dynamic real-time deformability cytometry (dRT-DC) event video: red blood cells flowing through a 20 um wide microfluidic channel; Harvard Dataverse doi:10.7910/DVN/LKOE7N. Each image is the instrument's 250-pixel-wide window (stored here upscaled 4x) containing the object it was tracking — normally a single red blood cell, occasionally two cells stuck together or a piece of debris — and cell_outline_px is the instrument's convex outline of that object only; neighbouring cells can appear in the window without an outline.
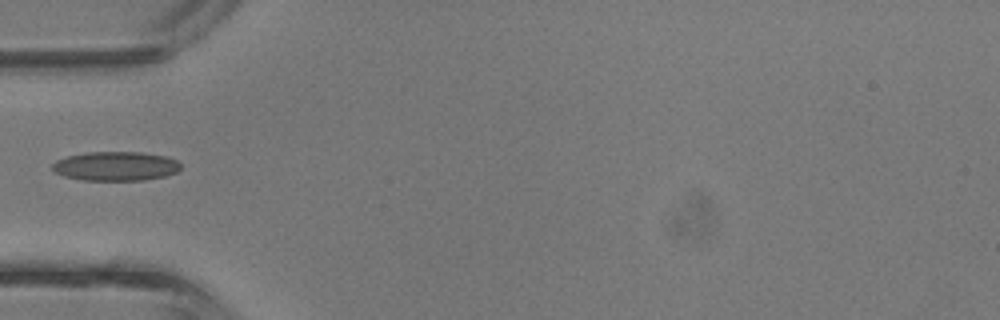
{"species": "common noctule bat (a hibernating species)", "species_latin": "Nyctalus noctula", "temperature_condition": "room temperature", "stored_images_in_passage": 5, "camera_frame_rate_fps": 3000, "um_per_image_px": 0.085, "animal": {"sex": "male", "body_mass_g": 13.3}, "frame": {"image": 1, "passage_image": 1, "time_ms": 0.0, "image_size_px": [1000, 320], "cell_outline_px": [[180, 168], [176, 172], [164, 176], [144, 180], [84, 180], [64, 176], [56, 172], [52, 168], [52, 164], [56, 160], [68, 156], [84, 152], [140, 152], [168, 156], [176, 160], [180, 164]], "centroid_in_image_um": [9.84, 14.11], "position_along_channel_um": 75.2, "area_um2": 21.79}}
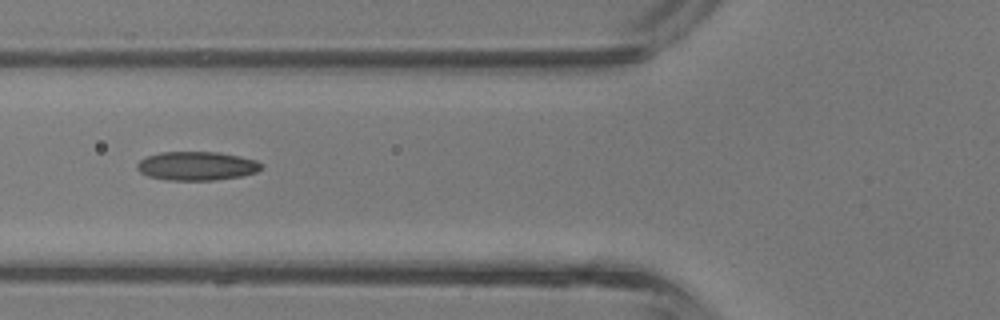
{"frame": {"image": 2, "passage_image": 3, "time_ms": 0.667, "image_size_px": [1000, 320], "cell_outline_px": [[264, 164], [256, 172], [240, 176], [212, 180], [168, 180], [148, 176], [140, 172], [136, 168], [136, 164], [140, 160], [148, 156], [160, 152], [220, 152], [240, 156], [256, 160]], "centroid_in_image_um": [16.71, 14.1], "position_along_channel_um": 109.1, "area_um2": 20.81}}